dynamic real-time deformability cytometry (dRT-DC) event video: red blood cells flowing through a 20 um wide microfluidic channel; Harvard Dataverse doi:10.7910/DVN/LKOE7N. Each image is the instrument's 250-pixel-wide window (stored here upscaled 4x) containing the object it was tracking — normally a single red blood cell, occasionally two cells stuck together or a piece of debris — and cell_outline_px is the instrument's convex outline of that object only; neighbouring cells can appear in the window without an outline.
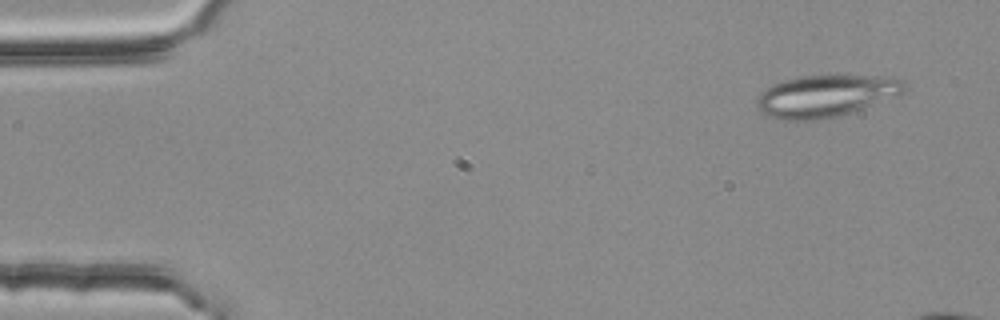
{"species": "common noctule bat (a hibernating species)", "species_latin": "Nyctalus noctula", "temperature_condition": "room temperature", "stored_images_in_passage": 4, "camera_frame_rate_fps": 3000, "um_per_image_px": 0.085, "animal": {"sex": "female", "body_mass_g": 25.1}, "frame": {"image": 1, "passage_image": 1, "time_ms": 0.0, "image_size_px": [1000, 320], "cell_outline_px": [[908, 88], [904, 92], [852, 112], [840, 116], [812, 120], [780, 120], [768, 116], [756, 108], [756, 96], [772, 84], [804, 76], [900, 76], [908, 84]], "centroid_in_image_um": [70.21, 8.15], "position_along_channel_um": 14.8, "area_um2": 36.13}}